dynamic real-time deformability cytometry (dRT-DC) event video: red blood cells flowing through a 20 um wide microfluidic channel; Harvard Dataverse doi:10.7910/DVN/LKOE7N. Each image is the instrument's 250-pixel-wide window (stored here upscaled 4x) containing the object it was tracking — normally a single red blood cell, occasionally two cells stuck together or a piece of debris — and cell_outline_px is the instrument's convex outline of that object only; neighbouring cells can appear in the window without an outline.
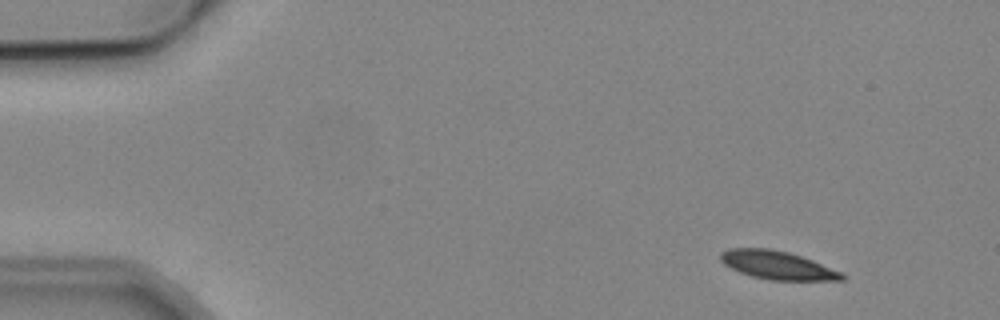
{"species": "common noctule bat (a hibernating species)", "species_latin": "Nyctalus noctula", "temperature_condition": "cold", "stored_images_in_passage": 3, "camera_frame_rate_fps": 3000, "um_per_image_px": 0.085, "animal": {"sex": "male", "body_mass_g": 19.2, "forearm_length_mm": 51.8}, "frame": {"image": 1, "passage_image": 1, "time_ms": 0.0, "image_size_px": [1000, 320], "cell_outline_px": [[844, 280], [768, 280], [752, 276], [740, 272], [724, 264], [720, 260], [720, 252], [728, 248], [768, 248], [788, 252], [812, 260], [840, 272], [844, 276]], "centroid_in_image_um": [66.02, 22.53], "position_along_channel_um": 19.0, "area_um2": 19.83}}